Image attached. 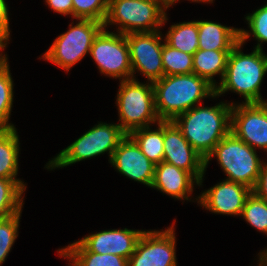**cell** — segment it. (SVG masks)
Masks as SVG:
<instances>
[{
    "mask_svg": "<svg viewBox=\"0 0 267 266\" xmlns=\"http://www.w3.org/2000/svg\"><path fill=\"white\" fill-rule=\"evenodd\" d=\"M232 104L220 102L204 107L201 103L172 121L190 145L206 159L216 144L231 132Z\"/></svg>",
    "mask_w": 267,
    "mask_h": 266,
    "instance_id": "6da1fadb",
    "label": "cell"
},
{
    "mask_svg": "<svg viewBox=\"0 0 267 266\" xmlns=\"http://www.w3.org/2000/svg\"><path fill=\"white\" fill-rule=\"evenodd\" d=\"M153 87L156 112L161 121H172L200 105L204 98H216L215 88L194 73L163 76L153 82Z\"/></svg>",
    "mask_w": 267,
    "mask_h": 266,
    "instance_id": "7a4b0ae2",
    "label": "cell"
},
{
    "mask_svg": "<svg viewBox=\"0 0 267 266\" xmlns=\"http://www.w3.org/2000/svg\"><path fill=\"white\" fill-rule=\"evenodd\" d=\"M242 46L239 42L229 53L226 71L215 88V95L233 91L244 98V103H262L260 87L267 73V55L255 48L250 54H244Z\"/></svg>",
    "mask_w": 267,
    "mask_h": 266,
    "instance_id": "3957f363",
    "label": "cell"
},
{
    "mask_svg": "<svg viewBox=\"0 0 267 266\" xmlns=\"http://www.w3.org/2000/svg\"><path fill=\"white\" fill-rule=\"evenodd\" d=\"M213 156L217 158L218 164L227 175L226 180L254 189L260 170L265 164L255 149L230 132L216 144L205 159V171Z\"/></svg>",
    "mask_w": 267,
    "mask_h": 266,
    "instance_id": "277c9868",
    "label": "cell"
},
{
    "mask_svg": "<svg viewBox=\"0 0 267 266\" xmlns=\"http://www.w3.org/2000/svg\"><path fill=\"white\" fill-rule=\"evenodd\" d=\"M166 9L160 0H109L103 25L118 24L117 32L125 35L159 31L168 20Z\"/></svg>",
    "mask_w": 267,
    "mask_h": 266,
    "instance_id": "5b68a950",
    "label": "cell"
},
{
    "mask_svg": "<svg viewBox=\"0 0 267 266\" xmlns=\"http://www.w3.org/2000/svg\"><path fill=\"white\" fill-rule=\"evenodd\" d=\"M126 136L119 124L100 122L49 160L45 167L51 170L64 168L105 152H108L110 162L115 149Z\"/></svg>",
    "mask_w": 267,
    "mask_h": 266,
    "instance_id": "8992f818",
    "label": "cell"
},
{
    "mask_svg": "<svg viewBox=\"0 0 267 266\" xmlns=\"http://www.w3.org/2000/svg\"><path fill=\"white\" fill-rule=\"evenodd\" d=\"M116 97L120 127L129 134L131 131L159 123L152 82L143 84L135 79L120 81Z\"/></svg>",
    "mask_w": 267,
    "mask_h": 266,
    "instance_id": "52a82bcc",
    "label": "cell"
},
{
    "mask_svg": "<svg viewBox=\"0 0 267 266\" xmlns=\"http://www.w3.org/2000/svg\"><path fill=\"white\" fill-rule=\"evenodd\" d=\"M76 25L60 34L40 59L54 63L68 72L73 65L81 61L90 49L96 35L104 27L94 20L78 19Z\"/></svg>",
    "mask_w": 267,
    "mask_h": 266,
    "instance_id": "ba28073f",
    "label": "cell"
},
{
    "mask_svg": "<svg viewBox=\"0 0 267 266\" xmlns=\"http://www.w3.org/2000/svg\"><path fill=\"white\" fill-rule=\"evenodd\" d=\"M102 28L93 40L90 49L91 58L97 64L99 72L115 79H132L129 46L126 35L113 33Z\"/></svg>",
    "mask_w": 267,
    "mask_h": 266,
    "instance_id": "9c48e42d",
    "label": "cell"
},
{
    "mask_svg": "<svg viewBox=\"0 0 267 266\" xmlns=\"http://www.w3.org/2000/svg\"><path fill=\"white\" fill-rule=\"evenodd\" d=\"M162 32L130 33L126 35L129 46L132 78L140 71L149 82L160 80L164 76L162 64ZM136 70V71H135Z\"/></svg>",
    "mask_w": 267,
    "mask_h": 266,
    "instance_id": "30bf717a",
    "label": "cell"
},
{
    "mask_svg": "<svg viewBox=\"0 0 267 266\" xmlns=\"http://www.w3.org/2000/svg\"><path fill=\"white\" fill-rule=\"evenodd\" d=\"M174 223L166 230H146L140 236L128 266H177Z\"/></svg>",
    "mask_w": 267,
    "mask_h": 266,
    "instance_id": "8fae6325",
    "label": "cell"
},
{
    "mask_svg": "<svg viewBox=\"0 0 267 266\" xmlns=\"http://www.w3.org/2000/svg\"><path fill=\"white\" fill-rule=\"evenodd\" d=\"M231 132L251 148L267 152V108L262 103H235L231 110Z\"/></svg>",
    "mask_w": 267,
    "mask_h": 266,
    "instance_id": "7c38bea8",
    "label": "cell"
},
{
    "mask_svg": "<svg viewBox=\"0 0 267 266\" xmlns=\"http://www.w3.org/2000/svg\"><path fill=\"white\" fill-rule=\"evenodd\" d=\"M163 161L189 172L202 185L205 159L184 138L173 121H163Z\"/></svg>",
    "mask_w": 267,
    "mask_h": 266,
    "instance_id": "4fadbf2b",
    "label": "cell"
},
{
    "mask_svg": "<svg viewBox=\"0 0 267 266\" xmlns=\"http://www.w3.org/2000/svg\"><path fill=\"white\" fill-rule=\"evenodd\" d=\"M249 187L223 180L196 198L201 207L215 214L241 216L246 199L251 195Z\"/></svg>",
    "mask_w": 267,
    "mask_h": 266,
    "instance_id": "5bb4252c",
    "label": "cell"
},
{
    "mask_svg": "<svg viewBox=\"0 0 267 266\" xmlns=\"http://www.w3.org/2000/svg\"><path fill=\"white\" fill-rule=\"evenodd\" d=\"M110 163L127 178L151 187L156 165L128 134L115 149Z\"/></svg>",
    "mask_w": 267,
    "mask_h": 266,
    "instance_id": "9a60e30c",
    "label": "cell"
},
{
    "mask_svg": "<svg viewBox=\"0 0 267 266\" xmlns=\"http://www.w3.org/2000/svg\"><path fill=\"white\" fill-rule=\"evenodd\" d=\"M143 230L112 229L89 234L78 242L90 252L114 254L129 259Z\"/></svg>",
    "mask_w": 267,
    "mask_h": 266,
    "instance_id": "2e32d148",
    "label": "cell"
},
{
    "mask_svg": "<svg viewBox=\"0 0 267 266\" xmlns=\"http://www.w3.org/2000/svg\"><path fill=\"white\" fill-rule=\"evenodd\" d=\"M195 184L198 185L199 182L189 172L162 161L155 166L150 188L168 194L171 198L189 201Z\"/></svg>",
    "mask_w": 267,
    "mask_h": 266,
    "instance_id": "e0dca14e",
    "label": "cell"
},
{
    "mask_svg": "<svg viewBox=\"0 0 267 266\" xmlns=\"http://www.w3.org/2000/svg\"><path fill=\"white\" fill-rule=\"evenodd\" d=\"M198 49L232 50L240 42V29L212 21H197Z\"/></svg>",
    "mask_w": 267,
    "mask_h": 266,
    "instance_id": "ac0fdd59",
    "label": "cell"
},
{
    "mask_svg": "<svg viewBox=\"0 0 267 266\" xmlns=\"http://www.w3.org/2000/svg\"><path fill=\"white\" fill-rule=\"evenodd\" d=\"M230 52L231 50L198 49L193 55V73L216 88L217 83L214 80V76L221 75L222 81Z\"/></svg>",
    "mask_w": 267,
    "mask_h": 266,
    "instance_id": "d6986e66",
    "label": "cell"
},
{
    "mask_svg": "<svg viewBox=\"0 0 267 266\" xmlns=\"http://www.w3.org/2000/svg\"><path fill=\"white\" fill-rule=\"evenodd\" d=\"M60 257L67 258L71 266H128V259L114 254L87 251L78 241L58 249Z\"/></svg>",
    "mask_w": 267,
    "mask_h": 266,
    "instance_id": "ffe728a7",
    "label": "cell"
},
{
    "mask_svg": "<svg viewBox=\"0 0 267 266\" xmlns=\"http://www.w3.org/2000/svg\"><path fill=\"white\" fill-rule=\"evenodd\" d=\"M19 146L16 128L0 129V178L17 179Z\"/></svg>",
    "mask_w": 267,
    "mask_h": 266,
    "instance_id": "44dd1931",
    "label": "cell"
},
{
    "mask_svg": "<svg viewBox=\"0 0 267 266\" xmlns=\"http://www.w3.org/2000/svg\"><path fill=\"white\" fill-rule=\"evenodd\" d=\"M157 126L155 130L149 126L135 129L128 134L155 165L161 163L164 157L163 121Z\"/></svg>",
    "mask_w": 267,
    "mask_h": 266,
    "instance_id": "7402d4cb",
    "label": "cell"
},
{
    "mask_svg": "<svg viewBox=\"0 0 267 266\" xmlns=\"http://www.w3.org/2000/svg\"><path fill=\"white\" fill-rule=\"evenodd\" d=\"M164 37L165 42L172 48L194 55L198 50V24L197 21L176 23L170 26Z\"/></svg>",
    "mask_w": 267,
    "mask_h": 266,
    "instance_id": "603a6c76",
    "label": "cell"
},
{
    "mask_svg": "<svg viewBox=\"0 0 267 266\" xmlns=\"http://www.w3.org/2000/svg\"><path fill=\"white\" fill-rule=\"evenodd\" d=\"M26 183L20 179L0 178V219L22 212Z\"/></svg>",
    "mask_w": 267,
    "mask_h": 266,
    "instance_id": "cb8c5ba5",
    "label": "cell"
},
{
    "mask_svg": "<svg viewBox=\"0 0 267 266\" xmlns=\"http://www.w3.org/2000/svg\"><path fill=\"white\" fill-rule=\"evenodd\" d=\"M9 68L8 57L5 55L0 60V129L15 128L14 124L8 123L14 97V81Z\"/></svg>",
    "mask_w": 267,
    "mask_h": 266,
    "instance_id": "d4e9b609",
    "label": "cell"
},
{
    "mask_svg": "<svg viewBox=\"0 0 267 266\" xmlns=\"http://www.w3.org/2000/svg\"><path fill=\"white\" fill-rule=\"evenodd\" d=\"M164 76L193 73V55L172 48L165 41L162 49Z\"/></svg>",
    "mask_w": 267,
    "mask_h": 266,
    "instance_id": "484cf974",
    "label": "cell"
},
{
    "mask_svg": "<svg viewBox=\"0 0 267 266\" xmlns=\"http://www.w3.org/2000/svg\"><path fill=\"white\" fill-rule=\"evenodd\" d=\"M245 19L250 30L240 29V42L245 44L252 35L258 41L255 49L263 50L261 44L267 43V3L251 14L249 13Z\"/></svg>",
    "mask_w": 267,
    "mask_h": 266,
    "instance_id": "4316f807",
    "label": "cell"
},
{
    "mask_svg": "<svg viewBox=\"0 0 267 266\" xmlns=\"http://www.w3.org/2000/svg\"><path fill=\"white\" fill-rule=\"evenodd\" d=\"M249 225L267 234V201L259 198L253 192L246 199L241 216Z\"/></svg>",
    "mask_w": 267,
    "mask_h": 266,
    "instance_id": "83f0119b",
    "label": "cell"
},
{
    "mask_svg": "<svg viewBox=\"0 0 267 266\" xmlns=\"http://www.w3.org/2000/svg\"><path fill=\"white\" fill-rule=\"evenodd\" d=\"M73 18L94 20L104 24L109 7V0H72Z\"/></svg>",
    "mask_w": 267,
    "mask_h": 266,
    "instance_id": "f1b7e54d",
    "label": "cell"
},
{
    "mask_svg": "<svg viewBox=\"0 0 267 266\" xmlns=\"http://www.w3.org/2000/svg\"><path fill=\"white\" fill-rule=\"evenodd\" d=\"M21 213L0 219V266L5 262L18 237Z\"/></svg>",
    "mask_w": 267,
    "mask_h": 266,
    "instance_id": "f546056e",
    "label": "cell"
},
{
    "mask_svg": "<svg viewBox=\"0 0 267 266\" xmlns=\"http://www.w3.org/2000/svg\"><path fill=\"white\" fill-rule=\"evenodd\" d=\"M10 38L9 10L6 0H0V46L6 48Z\"/></svg>",
    "mask_w": 267,
    "mask_h": 266,
    "instance_id": "4dcf8cb0",
    "label": "cell"
},
{
    "mask_svg": "<svg viewBox=\"0 0 267 266\" xmlns=\"http://www.w3.org/2000/svg\"><path fill=\"white\" fill-rule=\"evenodd\" d=\"M252 192L259 198L267 201V163L262 166L257 183Z\"/></svg>",
    "mask_w": 267,
    "mask_h": 266,
    "instance_id": "1f68e13d",
    "label": "cell"
},
{
    "mask_svg": "<svg viewBox=\"0 0 267 266\" xmlns=\"http://www.w3.org/2000/svg\"><path fill=\"white\" fill-rule=\"evenodd\" d=\"M47 5L53 11L62 15H71L73 18V4L72 0H45Z\"/></svg>",
    "mask_w": 267,
    "mask_h": 266,
    "instance_id": "d6a6232c",
    "label": "cell"
},
{
    "mask_svg": "<svg viewBox=\"0 0 267 266\" xmlns=\"http://www.w3.org/2000/svg\"><path fill=\"white\" fill-rule=\"evenodd\" d=\"M258 266H267V248L258 253Z\"/></svg>",
    "mask_w": 267,
    "mask_h": 266,
    "instance_id": "836d02e7",
    "label": "cell"
},
{
    "mask_svg": "<svg viewBox=\"0 0 267 266\" xmlns=\"http://www.w3.org/2000/svg\"><path fill=\"white\" fill-rule=\"evenodd\" d=\"M179 0H175L170 6H172L174 3H176V2H178ZM213 1L214 0H191V2H198V3H200V2H205V3H213Z\"/></svg>",
    "mask_w": 267,
    "mask_h": 266,
    "instance_id": "e575fe53",
    "label": "cell"
},
{
    "mask_svg": "<svg viewBox=\"0 0 267 266\" xmlns=\"http://www.w3.org/2000/svg\"><path fill=\"white\" fill-rule=\"evenodd\" d=\"M167 8H170V5L175 1V0H160Z\"/></svg>",
    "mask_w": 267,
    "mask_h": 266,
    "instance_id": "d590c367",
    "label": "cell"
},
{
    "mask_svg": "<svg viewBox=\"0 0 267 266\" xmlns=\"http://www.w3.org/2000/svg\"><path fill=\"white\" fill-rule=\"evenodd\" d=\"M4 48L5 47L0 46V51H1V53H0V60L6 55V54L2 53V50H4Z\"/></svg>",
    "mask_w": 267,
    "mask_h": 266,
    "instance_id": "8d00e7d4",
    "label": "cell"
},
{
    "mask_svg": "<svg viewBox=\"0 0 267 266\" xmlns=\"http://www.w3.org/2000/svg\"><path fill=\"white\" fill-rule=\"evenodd\" d=\"M263 103L265 104V106L267 108V100H264Z\"/></svg>",
    "mask_w": 267,
    "mask_h": 266,
    "instance_id": "74e56055",
    "label": "cell"
}]
</instances>
